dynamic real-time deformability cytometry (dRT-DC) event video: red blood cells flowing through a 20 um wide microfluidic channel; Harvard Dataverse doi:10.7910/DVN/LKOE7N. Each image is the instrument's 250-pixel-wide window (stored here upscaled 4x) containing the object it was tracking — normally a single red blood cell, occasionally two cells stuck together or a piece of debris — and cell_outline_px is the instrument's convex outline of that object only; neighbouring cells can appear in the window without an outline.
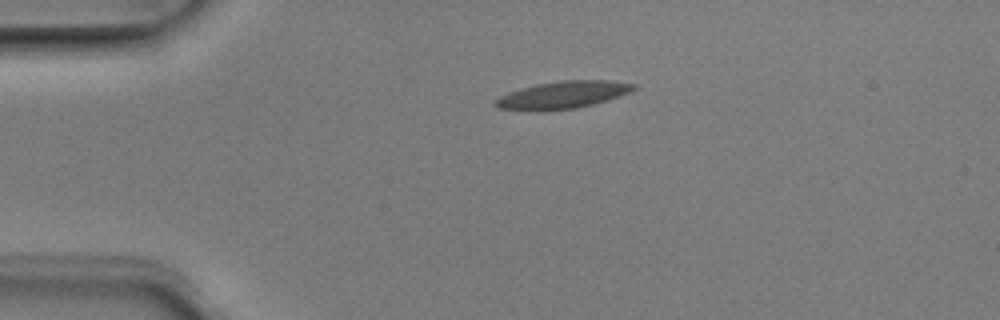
{"species": "Egyptian fruit bat (a non-hibernating species)", "species_latin": "Rousettus aegyptiacus", "temperature_condition": "room temperature", "stored_images_in_passage": 2, "camera_frame_rate_fps": 3000, "um_per_image_px": 0.085, "animal": {"sex": "male"}, "frame": {"image": 1, "passage_image": 1, "time_ms": 0.0, "image_size_px": [1000, 320], "cell_outline_px": [[636, 88], [628, 92], [592, 104], [576, 108], [540, 112], [496, 108], [492, 104], [492, 100], [508, 92], [536, 84], [560, 80], [608, 80], [636, 84]], "centroid_in_image_um": [47.71, 8.08], "position_along_channel_um": 37.3, "area_um2": 22.14}}